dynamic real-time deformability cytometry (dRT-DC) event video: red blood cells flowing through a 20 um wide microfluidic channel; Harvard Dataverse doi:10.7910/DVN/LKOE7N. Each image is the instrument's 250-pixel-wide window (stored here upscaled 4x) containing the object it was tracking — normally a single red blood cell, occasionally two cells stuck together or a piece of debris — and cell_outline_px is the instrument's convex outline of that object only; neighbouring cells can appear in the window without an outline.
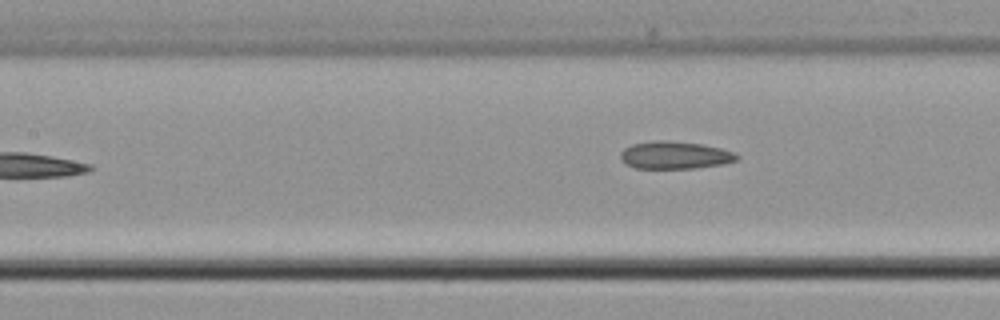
{"species": "common noctule bat (a hibernating species)", "species_latin": "Nyctalus noctula", "temperature_condition": "cold", "stored_images_in_passage": 7, "camera_frame_rate_fps": 3000, "um_per_image_px": 0.085, "animal": {"sex": "male", "body_mass_g": 21.5, "forearm_length_mm": 52.0}, "frame": {"image": 1, "passage_image": 7, "time_ms": 7.333, "image_size_px": [1000, 320], "cell_outline_px": [[740, 156], [736, 160], [724, 164], [692, 168], [636, 168], [624, 164], [620, 160], [620, 152], [624, 148], [632, 144], [656, 140], [668, 140], [700, 144], [720, 148], [732, 152]], "centroid_in_image_um": [57.31, 13.19], "position_along_channel_um": 150.1, "area_um2": 18.67}}